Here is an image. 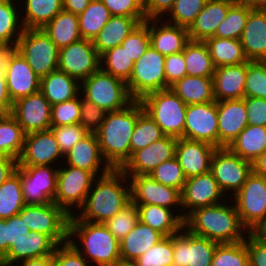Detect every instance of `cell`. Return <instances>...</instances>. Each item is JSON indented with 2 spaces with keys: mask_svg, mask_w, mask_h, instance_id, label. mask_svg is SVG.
Here are the masks:
<instances>
[{
  "mask_svg": "<svg viewBox=\"0 0 266 266\" xmlns=\"http://www.w3.org/2000/svg\"><path fill=\"white\" fill-rule=\"evenodd\" d=\"M230 200L231 205H227L229 201L225 200L224 203L193 210L185 217L184 228L218 244L244 241L248 230L242 225L236 206Z\"/></svg>",
  "mask_w": 266,
  "mask_h": 266,
  "instance_id": "2",
  "label": "cell"
},
{
  "mask_svg": "<svg viewBox=\"0 0 266 266\" xmlns=\"http://www.w3.org/2000/svg\"><path fill=\"white\" fill-rule=\"evenodd\" d=\"M204 42L216 68L249 61L240 39L210 37Z\"/></svg>",
  "mask_w": 266,
  "mask_h": 266,
  "instance_id": "38",
  "label": "cell"
},
{
  "mask_svg": "<svg viewBox=\"0 0 266 266\" xmlns=\"http://www.w3.org/2000/svg\"><path fill=\"white\" fill-rule=\"evenodd\" d=\"M211 266H250L246 239L217 244Z\"/></svg>",
  "mask_w": 266,
  "mask_h": 266,
  "instance_id": "48",
  "label": "cell"
},
{
  "mask_svg": "<svg viewBox=\"0 0 266 266\" xmlns=\"http://www.w3.org/2000/svg\"><path fill=\"white\" fill-rule=\"evenodd\" d=\"M80 112V124L88 133H96L107 115V112L101 107L96 106L94 103L82 97Z\"/></svg>",
  "mask_w": 266,
  "mask_h": 266,
  "instance_id": "58",
  "label": "cell"
},
{
  "mask_svg": "<svg viewBox=\"0 0 266 266\" xmlns=\"http://www.w3.org/2000/svg\"><path fill=\"white\" fill-rule=\"evenodd\" d=\"M13 103L8 93L5 73L0 70V114H10Z\"/></svg>",
  "mask_w": 266,
  "mask_h": 266,
  "instance_id": "66",
  "label": "cell"
},
{
  "mask_svg": "<svg viewBox=\"0 0 266 266\" xmlns=\"http://www.w3.org/2000/svg\"><path fill=\"white\" fill-rule=\"evenodd\" d=\"M186 105L216 101L213 77L186 75L169 87Z\"/></svg>",
  "mask_w": 266,
  "mask_h": 266,
  "instance_id": "35",
  "label": "cell"
},
{
  "mask_svg": "<svg viewBox=\"0 0 266 266\" xmlns=\"http://www.w3.org/2000/svg\"><path fill=\"white\" fill-rule=\"evenodd\" d=\"M210 171L226 198L230 193L228 196H234L253 172L252 163L234 154L228 147L216 148Z\"/></svg>",
  "mask_w": 266,
  "mask_h": 266,
  "instance_id": "10",
  "label": "cell"
},
{
  "mask_svg": "<svg viewBox=\"0 0 266 266\" xmlns=\"http://www.w3.org/2000/svg\"><path fill=\"white\" fill-rule=\"evenodd\" d=\"M149 176L165 186L180 191H182L186 181L182 167L175 156L157 166Z\"/></svg>",
  "mask_w": 266,
  "mask_h": 266,
  "instance_id": "53",
  "label": "cell"
},
{
  "mask_svg": "<svg viewBox=\"0 0 266 266\" xmlns=\"http://www.w3.org/2000/svg\"><path fill=\"white\" fill-rule=\"evenodd\" d=\"M139 102L165 136L182 138L187 105L170 88L151 92Z\"/></svg>",
  "mask_w": 266,
  "mask_h": 266,
  "instance_id": "5",
  "label": "cell"
},
{
  "mask_svg": "<svg viewBox=\"0 0 266 266\" xmlns=\"http://www.w3.org/2000/svg\"><path fill=\"white\" fill-rule=\"evenodd\" d=\"M247 62L215 68L213 74L216 101L244 98Z\"/></svg>",
  "mask_w": 266,
  "mask_h": 266,
  "instance_id": "28",
  "label": "cell"
},
{
  "mask_svg": "<svg viewBox=\"0 0 266 266\" xmlns=\"http://www.w3.org/2000/svg\"><path fill=\"white\" fill-rule=\"evenodd\" d=\"M23 3L25 12L20 18L24 29H42L63 10L62 0H23Z\"/></svg>",
  "mask_w": 266,
  "mask_h": 266,
  "instance_id": "39",
  "label": "cell"
},
{
  "mask_svg": "<svg viewBox=\"0 0 266 266\" xmlns=\"http://www.w3.org/2000/svg\"><path fill=\"white\" fill-rule=\"evenodd\" d=\"M130 202L129 178L120 169H111L105 175L94 179L83 205L79 208L80 213L77 215L75 211L69 220L104 224Z\"/></svg>",
  "mask_w": 266,
  "mask_h": 266,
  "instance_id": "1",
  "label": "cell"
},
{
  "mask_svg": "<svg viewBox=\"0 0 266 266\" xmlns=\"http://www.w3.org/2000/svg\"><path fill=\"white\" fill-rule=\"evenodd\" d=\"M164 65L165 56L150 45L134 63L131 76L126 82L129 94L134 100H140L151 92L166 89Z\"/></svg>",
  "mask_w": 266,
  "mask_h": 266,
  "instance_id": "7",
  "label": "cell"
},
{
  "mask_svg": "<svg viewBox=\"0 0 266 266\" xmlns=\"http://www.w3.org/2000/svg\"><path fill=\"white\" fill-rule=\"evenodd\" d=\"M240 41L249 61H266V10L249 13Z\"/></svg>",
  "mask_w": 266,
  "mask_h": 266,
  "instance_id": "29",
  "label": "cell"
},
{
  "mask_svg": "<svg viewBox=\"0 0 266 266\" xmlns=\"http://www.w3.org/2000/svg\"><path fill=\"white\" fill-rule=\"evenodd\" d=\"M143 111L139 100H134L122 110L107 112L96 135L102 157L111 169H121L130 159L131 137Z\"/></svg>",
  "mask_w": 266,
  "mask_h": 266,
  "instance_id": "3",
  "label": "cell"
},
{
  "mask_svg": "<svg viewBox=\"0 0 266 266\" xmlns=\"http://www.w3.org/2000/svg\"><path fill=\"white\" fill-rule=\"evenodd\" d=\"M177 138L164 136L135 151L120 169L126 176L149 175L161 163L175 156Z\"/></svg>",
  "mask_w": 266,
  "mask_h": 266,
  "instance_id": "21",
  "label": "cell"
},
{
  "mask_svg": "<svg viewBox=\"0 0 266 266\" xmlns=\"http://www.w3.org/2000/svg\"><path fill=\"white\" fill-rule=\"evenodd\" d=\"M252 170L254 174L266 177V150L253 161Z\"/></svg>",
  "mask_w": 266,
  "mask_h": 266,
  "instance_id": "70",
  "label": "cell"
},
{
  "mask_svg": "<svg viewBox=\"0 0 266 266\" xmlns=\"http://www.w3.org/2000/svg\"><path fill=\"white\" fill-rule=\"evenodd\" d=\"M172 266H211L218 243L190 233L183 228L172 235Z\"/></svg>",
  "mask_w": 266,
  "mask_h": 266,
  "instance_id": "15",
  "label": "cell"
},
{
  "mask_svg": "<svg viewBox=\"0 0 266 266\" xmlns=\"http://www.w3.org/2000/svg\"><path fill=\"white\" fill-rule=\"evenodd\" d=\"M80 92L83 98L106 112L122 110L134 101L126 82L102 69L80 82Z\"/></svg>",
  "mask_w": 266,
  "mask_h": 266,
  "instance_id": "6",
  "label": "cell"
},
{
  "mask_svg": "<svg viewBox=\"0 0 266 266\" xmlns=\"http://www.w3.org/2000/svg\"><path fill=\"white\" fill-rule=\"evenodd\" d=\"M17 165L15 158L0 155V186L15 172Z\"/></svg>",
  "mask_w": 266,
  "mask_h": 266,
  "instance_id": "67",
  "label": "cell"
},
{
  "mask_svg": "<svg viewBox=\"0 0 266 266\" xmlns=\"http://www.w3.org/2000/svg\"><path fill=\"white\" fill-rule=\"evenodd\" d=\"M175 0H144V12L147 19H165ZM164 17V18H163Z\"/></svg>",
  "mask_w": 266,
  "mask_h": 266,
  "instance_id": "64",
  "label": "cell"
},
{
  "mask_svg": "<svg viewBox=\"0 0 266 266\" xmlns=\"http://www.w3.org/2000/svg\"><path fill=\"white\" fill-rule=\"evenodd\" d=\"M91 0H62L63 10L79 15L88 6Z\"/></svg>",
  "mask_w": 266,
  "mask_h": 266,
  "instance_id": "68",
  "label": "cell"
},
{
  "mask_svg": "<svg viewBox=\"0 0 266 266\" xmlns=\"http://www.w3.org/2000/svg\"><path fill=\"white\" fill-rule=\"evenodd\" d=\"M57 246L49 236L30 231L23 240L11 245L0 266H15L23 260L52 256Z\"/></svg>",
  "mask_w": 266,
  "mask_h": 266,
  "instance_id": "27",
  "label": "cell"
},
{
  "mask_svg": "<svg viewBox=\"0 0 266 266\" xmlns=\"http://www.w3.org/2000/svg\"><path fill=\"white\" fill-rule=\"evenodd\" d=\"M109 9L111 16H128L146 21L144 0H100Z\"/></svg>",
  "mask_w": 266,
  "mask_h": 266,
  "instance_id": "57",
  "label": "cell"
},
{
  "mask_svg": "<svg viewBox=\"0 0 266 266\" xmlns=\"http://www.w3.org/2000/svg\"><path fill=\"white\" fill-rule=\"evenodd\" d=\"M248 125L266 127V99L245 97Z\"/></svg>",
  "mask_w": 266,
  "mask_h": 266,
  "instance_id": "61",
  "label": "cell"
},
{
  "mask_svg": "<svg viewBox=\"0 0 266 266\" xmlns=\"http://www.w3.org/2000/svg\"><path fill=\"white\" fill-rule=\"evenodd\" d=\"M50 130L53 132L63 155H66L78 141L89 134L81 124L51 127Z\"/></svg>",
  "mask_w": 266,
  "mask_h": 266,
  "instance_id": "56",
  "label": "cell"
},
{
  "mask_svg": "<svg viewBox=\"0 0 266 266\" xmlns=\"http://www.w3.org/2000/svg\"><path fill=\"white\" fill-rule=\"evenodd\" d=\"M234 2V0H207L204 8L188 28L190 40L205 41L213 37Z\"/></svg>",
  "mask_w": 266,
  "mask_h": 266,
  "instance_id": "30",
  "label": "cell"
},
{
  "mask_svg": "<svg viewBox=\"0 0 266 266\" xmlns=\"http://www.w3.org/2000/svg\"><path fill=\"white\" fill-rule=\"evenodd\" d=\"M62 156V157H61ZM53 132L49 130L27 133L17 167L53 166L63 158Z\"/></svg>",
  "mask_w": 266,
  "mask_h": 266,
  "instance_id": "20",
  "label": "cell"
},
{
  "mask_svg": "<svg viewBox=\"0 0 266 266\" xmlns=\"http://www.w3.org/2000/svg\"><path fill=\"white\" fill-rule=\"evenodd\" d=\"M223 197L226 198L219 189L211 171L186 178L185 185L181 191V207L182 211H184H181L183 220L190 212L197 208L224 202L225 198Z\"/></svg>",
  "mask_w": 266,
  "mask_h": 266,
  "instance_id": "17",
  "label": "cell"
},
{
  "mask_svg": "<svg viewBox=\"0 0 266 266\" xmlns=\"http://www.w3.org/2000/svg\"><path fill=\"white\" fill-rule=\"evenodd\" d=\"M139 221L168 237L184 228L183 214L158 205H136ZM175 214V215H174Z\"/></svg>",
  "mask_w": 266,
  "mask_h": 266,
  "instance_id": "31",
  "label": "cell"
},
{
  "mask_svg": "<svg viewBox=\"0 0 266 266\" xmlns=\"http://www.w3.org/2000/svg\"><path fill=\"white\" fill-rule=\"evenodd\" d=\"M140 24L141 22L134 17L111 16L92 43L101 55L109 49L120 46L122 41Z\"/></svg>",
  "mask_w": 266,
  "mask_h": 266,
  "instance_id": "33",
  "label": "cell"
},
{
  "mask_svg": "<svg viewBox=\"0 0 266 266\" xmlns=\"http://www.w3.org/2000/svg\"><path fill=\"white\" fill-rule=\"evenodd\" d=\"M164 236L138 221L136 226L120 241L121 261H134Z\"/></svg>",
  "mask_w": 266,
  "mask_h": 266,
  "instance_id": "34",
  "label": "cell"
},
{
  "mask_svg": "<svg viewBox=\"0 0 266 266\" xmlns=\"http://www.w3.org/2000/svg\"><path fill=\"white\" fill-rule=\"evenodd\" d=\"M64 158L66 165L87 170L95 177L103 176L111 170L102 157L96 133H89L78 141Z\"/></svg>",
  "mask_w": 266,
  "mask_h": 266,
  "instance_id": "24",
  "label": "cell"
},
{
  "mask_svg": "<svg viewBox=\"0 0 266 266\" xmlns=\"http://www.w3.org/2000/svg\"><path fill=\"white\" fill-rule=\"evenodd\" d=\"M182 138L203 141L218 148L217 101L186 106Z\"/></svg>",
  "mask_w": 266,
  "mask_h": 266,
  "instance_id": "16",
  "label": "cell"
},
{
  "mask_svg": "<svg viewBox=\"0 0 266 266\" xmlns=\"http://www.w3.org/2000/svg\"><path fill=\"white\" fill-rule=\"evenodd\" d=\"M131 201L136 205H158L173 210L181 207V191L155 181L149 175L127 176Z\"/></svg>",
  "mask_w": 266,
  "mask_h": 266,
  "instance_id": "18",
  "label": "cell"
},
{
  "mask_svg": "<svg viewBox=\"0 0 266 266\" xmlns=\"http://www.w3.org/2000/svg\"><path fill=\"white\" fill-rule=\"evenodd\" d=\"M52 258L53 266H92L69 242L58 245Z\"/></svg>",
  "mask_w": 266,
  "mask_h": 266,
  "instance_id": "59",
  "label": "cell"
},
{
  "mask_svg": "<svg viewBox=\"0 0 266 266\" xmlns=\"http://www.w3.org/2000/svg\"><path fill=\"white\" fill-rule=\"evenodd\" d=\"M40 92L53 106L77 97L80 82L59 69L40 78Z\"/></svg>",
  "mask_w": 266,
  "mask_h": 266,
  "instance_id": "32",
  "label": "cell"
},
{
  "mask_svg": "<svg viewBox=\"0 0 266 266\" xmlns=\"http://www.w3.org/2000/svg\"><path fill=\"white\" fill-rule=\"evenodd\" d=\"M58 169L51 166L20 167V182L26 205L54 202Z\"/></svg>",
  "mask_w": 266,
  "mask_h": 266,
  "instance_id": "14",
  "label": "cell"
},
{
  "mask_svg": "<svg viewBox=\"0 0 266 266\" xmlns=\"http://www.w3.org/2000/svg\"><path fill=\"white\" fill-rule=\"evenodd\" d=\"M246 245L249 254L250 266H266V243L248 232Z\"/></svg>",
  "mask_w": 266,
  "mask_h": 266,
  "instance_id": "63",
  "label": "cell"
},
{
  "mask_svg": "<svg viewBox=\"0 0 266 266\" xmlns=\"http://www.w3.org/2000/svg\"><path fill=\"white\" fill-rule=\"evenodd\" d=\"M109 9L100 0H91L89 6L78 15L82 38L93 40L109 21Z\"/></svg>",
  "mask_w": 266,
  "mask_h": 266,
  "instance_id": "43",
  "label": "cell"
},
{
  "mask_svg": "<svg viewBox=\"0 0 266 266\" xmlns=\"http://www.w3.org/2000/svg\"><path fill=\"white\" fill-rule=\"evenodd\" d=\"M160 21L149 19L150 45L164 56L182 52L190 41L188 28Z\"/></svg>",
  "mask_w": 266,
  "mask_h": 266,
  "instance_id": "26",
  "label": "cell"
},
{
  "mask_svg": "<svg viewBox=\"0 0 266 266\" xmlns=\"http://www.w3.org/2000/svg\"><path fill=\"white\" fill-rule=\"evenodd\" d=\"M231 199L242 225L251 232L266 217V177L252 172Z\"/></svg>",
  "mask_w": 266,
  "mask_h": 266,
  "instance_id": "12",
  "label": "cell"
},
{
  "mask_svg": "<svg viewBox=\"0 0 266 266\" xmlns=\"http://www.w3.org/2000/svg\"><path fill=\"white\" fill-rule=\"evenodd\" d=\"M80 111L81 94L71 100L53 105L51 127L80 124Z\"/></svg>",
  "mask_w": 266,
  "mask_h": 266,
  "instance_id": "54",
  "label": "cell"
},
{
  "mask_svg": "<svg viewBox=\"0 0 266 266\" xmlns=\"http://www.w3.org/2000/svg\"><path fill=\"white\" fill-rule=\"evenodd\" d=\"M252 10L248 6L235 1L229 7L226 17L218 25L213 37L240 39L249 13Z\"/></svg>",
  "mask_w": 266,
  "mask_h": 266,
  "instance_id": "45",
  "label": "cell"
},
{
  "mask_svg": "<svg viewBox=\"0 0 266 266\" xmlns=\"http://www.w3.org/2000/svg\"><path fill=\"white\" fill-rule=\"evenodd\" d=\"M18 52V41L0 43V70L4 73L7 70L11 59Z\"/></svg>",
  "mask_w": 266,
  "mask_h": 266,
  "instance_id": "65",
  "label": "cell"
},
{
  "mask_svg": "<svg viewBox=\"0 0 266 266\" xmlns=\"http://www.w3.org/2000/svg\"><path fill=\"white\" fill-rule=\"evenodd\" d=\"M16 0H5L0 3V43L16 42L21 37L24 27L21 21L23 9ZM16 5L20 6L17 7ZM18 9L20 10L18 11Z\"/></svg>",
  "mask_w": 266,
  "mask_h": 266,
  "instance_id": "44",
  "label": "cell"
},
{
  "mask_svg": "<svg viewBox=\"0 0 266 266\" xmlns=\"http://www.w3.org/2000/svg\"><path fill=\"white\" fill-rule=\"evenodd\" d=\"M134 61L120 45L100 55V69L127 82L133 70Z\"/></svg>",
  "mask_w": 266,
  "mask_h": 266,
  "instance_id": "46",
  "label": "cell"
},
{
  "mask_svg": "<svg viewBox=\"0 0 266 266\" xmlns=\"http://www.w3.org/2000/svg\"><path fill=\"white\" fill-rule=\"evenodd\" d=\"M207 0H175L172 9L167 14L165 21L174 25L189 28L197 15L204 8ZM170 15V16H169Z\"/></svg>",
  "mask_w": 266,
  "mask_h": 266,
  "instance_id": "50",
  "label": "cell"
},
{
  "mask_svg": "<svg viewBox=\"0 0 266 266\" xmlns=\"http://www.w3.org/2000/svg\"><path fill=\"white\" fill-rule=\"evenodd\" d=\"M218 148L228 147L248 125L245 97L217 101Z\"/></svg>",
  "mask_w": 266,
  "mask_h": 266,
  "instance_id": "22",
  "label": "cell"
},
{
  "mask_svg": "<svg viewBox=\"0 0 266 266\" xmlns=\"http://www.w3.org/2000/svg\"><path fill=\"white\" fill-rule=\"evenodd\" d=\"M18 51L40 78L58 69L59 49L42 29H24Z\"/></svg>",
  "mask_w": 266,
  "mask_h": 266,
  "instance_id": "8",
  "label": "cell"
},
{
  "mask_svg": "<svg viewBox=\"0 0 266 266\" xmlns=\"http://www.w3.org/2000/svg\"><path fill=\"white\" fill-rule=\"evenodd\" d=\"M20 182V167L0 186V219L18 214L25 206Z\"/></svg>",
  "mask_w": 266,
  "mask_h": 266,
  "instance_id": "42",
  "label": "cell"
},
{
  "mask_svg": "<svg viewBox=\"0 0 266 266\" xmlns=\"http://www.w3.org/2000/svg\"><path fill=\"white\" fill-rule=\"evenodd\" d=\"M42 30L50 37L58 49L66 47L82 38L78 15L65 10L56 14Z\"/></svg>",
  "mask_w": 266,
  "mask_h": 266,
  "instance_id": "36",
  "label": "cell"
},
{
  "mask_svg": "<svg viewBox=\"0 0 266 266\" xmlns=\"http://www.w3.org/2000/svg\"><path fill=\"white\" fill-rule=\"evenodd\" d=\"M138 221L137 206L131 201L114 217L107 220L104 225L120 242L136 226Z\"/></svg>",
  "mask_w": 266,
  "mask_h": 266,
  "instance_id": "51",
  "label": "cell"
},
{
  "mask_svg": "<svg viewBox=\"0 0 266 266\" xmlns=\"http://www.w3.org/2000/svg\"><path fill=\"white\" fill-rule=\"evenodd\" d=\"M18 214L30 231L49 236L57 245L68 242L70 216L56 203L25 205Z\"/></svg>",
  "mask_w": 266,
  "mask_h": 266,
  "instance_id": "9",
  "label": "cell"
},
{
  "mask_svg": "<svg viewBox=\"0 0 266 266\" xmlns=\"http://www.w3.org/2000/svg\"><path fill=\"white\" fill-rule=\"evenodd\" d=\"M166 89L187 75L183 51L165 56Z\"/></svg>",
  "mask_w": 266,
  "mask_h": 266,
  "instance_id": "60",
  "label": "cell"
},
{
  "mask_svg": "<svg viewBox=\"0 0 266 266\" xmlns=\"http://www.w3.org/2000/svg\"><path fill=\"white\" fill-rule=\"evenodd\" d=\"M134 63L150 46L149 19L138 25L121 43Z\"/></svg>",
  "mask_w": 266,
  "mask_h": 266,
  "instance_id": "55",
  "label": "cell"
},
{
  "mask_svg": "<svg viewBox=\"0 0 266 266\" xmlns=\"http://www.w3.org/2000/svg\"><path fill=\"white\" fill-rule=\"evenodd\" d=\"M115 266H137L134 261H119Z\"/></svg>",
  "mask_w": 266,
  "mask_h": 266,
  "instance_id": "74",
  "label": "cell"
},
{
  "mask_svg": "<svg viewBox=\"0 0 266 266\" xmlns=\"http://www.w3.org/2000/svg\"><path fill=\"white\" fill-rule=\"evenodd\" d=\"M26 133L11 114H0V155L18 160L24 148Z\"/></svg>",
  "mask_w": 266,
  "mask_h": 266,
  "instance_id": "41",
  "label": "cell"
},
{
  "mask_svg": "<svg viewBox=\"0 0 266 266\" xmlns=\"http://www.w3.org/2000/svg\"><path fill=\"white\" fill-rule=\"evenodd\" d=\"M52 105L38 91L13 102L11 115L27 133L45 131L51 128Z\"/></svg>",
  "mask_w": 266,
  "mask_h": 266,
  "instance_id": "19",
  "label": "cell"
},
{
  "mask_svg": "<svg viewBox=\"0 0 266 266\" xmlns=\"http://www.w3.org/2000/svg\"><path fill=\"white\" fill-rule=\"evenodd\" d=\"M8 252V241H6V219H0V261Z\"/></svg>",
  "mask_w": 266,
  "mask_h": 266,
  "instance_id": "71",
  "label": "cell"
},
{
  "mask_svg": "<svg viewBox=\"0 0 266 266\" xmlns=\"http://www.w3.org/2000/svg\"><path fill=\"white\" fill-rule=\"evenodd\" d=\"M183 54L187 75L213 77L216 67L204 41L190 40L186 44Z\"/></svg>",
  "mask_w": 266,
  "mask_h": 266,
  "instance_id": "40",
  "label": "cell"
},
{
  "mask_svg": "<svg viewBox=\"0 0 266 266\" xmlns=\"http://www.w3.org/2000/svg\"><path fill=\"white\" fill-rule=\"evenodd\" d=\"M30 228L25 224V220L19 214L6 219V241H8V249L13 243L23 240Z\"/></svg>",
  "mask_w": 266,
  "mask_h": 266,
  "instance_id": "62",
  "label": "cell"
},
{
  "mask_svg": "<svg viewBox=\"0 0 266 266\" xmlns=\"http://www.w3.org/2000/svg\"><path fill=\"white\" fill-rule=\"evenodd\" d=\"M237 2L246 5L251 9L266 10V0H238Z\"/></svg>",
  "mask_w": 266,
  "mask_h": 266,
  "instance_id": "73",
  "label": "cell"
},
{
  "mask_svg": "<svg viewBox=\"0 0 266 266\" xmlns=\"http://www.w3.org/2000/svg\"><path fill=\"white\" fill-rule=\"evenodd\" d=\"M244 97L266 99V61H248Z\"/></svg>",
  "mask_w": 266,
  "mask_h": 266,
  "instance_id": "52",
  "label": "cell"
},
{
  "mask_svg": "<svg viewBox=\"0 0 266 266\" xmlns=\"http://www.w3.org/2000/svg\"><path fill=\"white\" fill-rule=\"evenodd\" d=\"M58 69L79 82L100 69V55L92 40H80L59 49Z\"/></svg>",
  "mask_w": 266,
  "mask_h": 266,
  "instance_id": "13",
  "label": "cell"
},
{
  "mask_svg": "<svg viewBox=\"0 0 266 266\" xmlns=\"http://www.w3.org/2000/svg\"><path fill=\"white\" fill-rule=\"evenodd\" d=\"M164 136V133L155 121L143 111L136 121L131 137L130 157L135 151L147 147Z\"/></svg>",
  "mask_w": 266,
  "mask_h": 266,
  "instance_id": "47",
  "label": "cell"
},
{
  "mask_svg": "<svg viewBox=\"0 0 266 266\" xmlns=\"http://www.w3.org/2000/svg\"><path fill=\"white\" fill-rule=\"evenodd\" d=\"M216 147L203 142L177 139L175 157L186 178L210 171L211 159Z\"/></svg>",
  "mask_w": 266,
  "mask_h": 266,
  "instance_id": "23",
  "label": "cell"
},
{
  "mask_svg": "<svg viewBox=\"0 0 266 266\" xmlns=\"http://www.w3.org/2000/svg\"><path fill=\"white\" fill-rule=\"evenodd\" d=\"M67 167L58 166L54 203L71 216L74 214L72 211L83 205L96 177L87 170L69 165Z\"/></svg>",
  "mask_w": 266,
  "mask_h": 266,
  "instance_id": "11",
  "label": "cell"
},
{
  "mask_svg": "<svg viewBox=\"0 0 266 266\" xmlns=\"http://www.w3.org/2000/svg\"><path fill=\"white\" fill-rule=\"evenodd\" d=\"M173 240L172 235L163 237L157 244L134 260L137 266H172Z\"/></svg>",
  "mask_w": 266,
  "mask_h": 266,
  "instance_id": "49",
  "label": "cell"
},
{
  "mask_svg": "<svg viewBox=\"0 0 266 266\" xmlns=\"http://www.w3.org/2000/svg\"><path fill=\"white\" fill-rule=\"evenodd\" d=\"M15 264L16 266H19V265L20 266H53V258L52 256H44V257H39V258L23 260Z\"/></svg>",
  "mask_w": 266,
  "mask_h": 266,
  "instance_id": "69",
  "label": "cell"
},
{
  "mask_svg": "<svg viewBox=\"0 0 266 266\" xmlns=\"http://www.w3.org/2000/svg\"><path fill=\"white\" fill-rule=\"evenodd\" d=\"M250 233L266 243V217Z\"/></svg>",
  "mask_w": 266,
  "mask_h": 266,
  "instance_id": "72",
  "label": "cell"
},
{
  "mask_svg": "<svg viewBox=\"0 0 266 266\" xmlns=\"http://www.w3.org/2000/svg\"><path fill=\"white\" fill-rule=\"evenodd\" d=\"M228 148L234 154L253 163L266 150V127L247 125Z\"/></svg>",
  "mask_w": 266,
  "mask_h": 266,
  "instance_id": "37",
  "label": "cell"
},
{
  "mask_svg": "<svg viewBox=\"0 0 266 266\" xmlns=\"http://www.w3.org/2000/svg\"><path fill=\"white\" fill-rule=\"evenodd\" d=\"M68 242L96 266H115L121 260L120 242L103 223L69 220Z\"/></svg>",
  "mask_w": 266,
  "mask_h": 266,
  "instance_id": "4",
  "label": "cell"
},
{
  "mask_svg": "<svg viewBox=\"0 0 266 266\" xmlns=\"http://www.w3.org/2000/svg\"><path fill=\"white\" fill-rule=\"evenodd\" d=\"M5 79L12 103L40 91V77L19 51L11 59L5 71Z\"/></svg>",
  "mask_w": 266,
  "mask_h": 266,
  "instance_id": "25",
  "label": "cell"
}]
</instances>
